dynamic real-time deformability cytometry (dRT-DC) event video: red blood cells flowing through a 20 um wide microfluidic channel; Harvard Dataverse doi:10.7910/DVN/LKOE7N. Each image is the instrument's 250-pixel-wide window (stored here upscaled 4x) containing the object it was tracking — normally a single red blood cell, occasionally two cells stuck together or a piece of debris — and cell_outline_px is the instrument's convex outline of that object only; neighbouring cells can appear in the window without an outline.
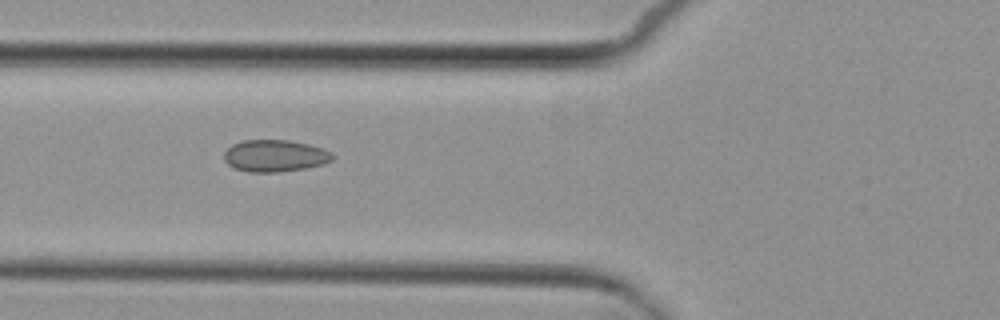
{"species": "common noctule bat (a hibernating species)", "species_latin": "Nyctalus noctula", "temperature_condition": "cold", "stored_images_in_passage": 4, "camera_frame_rate_fps": 3000, "um_per_image_px": 0.085, "animal": {"sex": "female", "body_mass_g": 29.2, "forearm_length_mm": 56.3}, "frame": {"image": 1, "passage_image": 3, "time_ms": 2.333, "image_size_px": [1000, 320], "cell_outline_px": [[332, 160], [324, 164], [304, 168], [280, 172], [248, 172], [236, 168], [228, 164], [224, 160], [224, 152], [232, 144], [244, 140], [288, 140], [308, 144], [324, 148], [332, 152]], "centroid_in_image_um": [23.37, 13.24], "position_along_channel_um": 102.4, "area_um2": 20.17}}
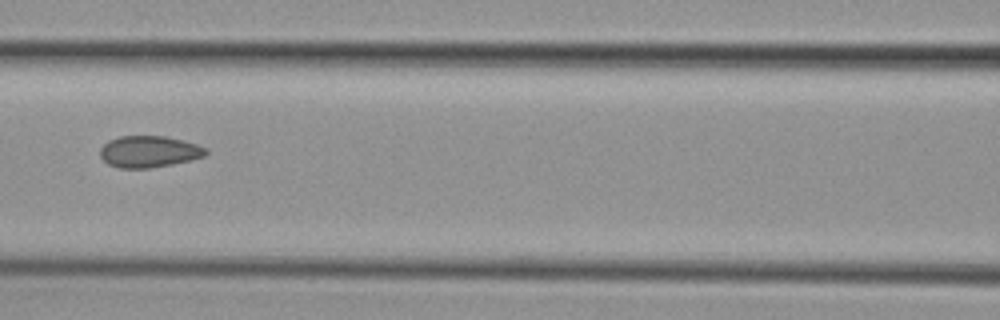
{"frame": {"image": 2, "passage_image": 4, "time_ms": 3.667, "image_size_px": [1000, 320], "cell_outline_px": [[208, 152], [204, 156], [192, 160], [172, 164], [148, 168], [120, 168], [108, 164], [100, 156], [100, 148], [108, 140], [120, 136], [164, 136], [184, 140], [208, 148]], "centroid_in_image_um": [12.68, 12.88], "position_along_channel_um": 153.9, "area_um2": 19.54}}